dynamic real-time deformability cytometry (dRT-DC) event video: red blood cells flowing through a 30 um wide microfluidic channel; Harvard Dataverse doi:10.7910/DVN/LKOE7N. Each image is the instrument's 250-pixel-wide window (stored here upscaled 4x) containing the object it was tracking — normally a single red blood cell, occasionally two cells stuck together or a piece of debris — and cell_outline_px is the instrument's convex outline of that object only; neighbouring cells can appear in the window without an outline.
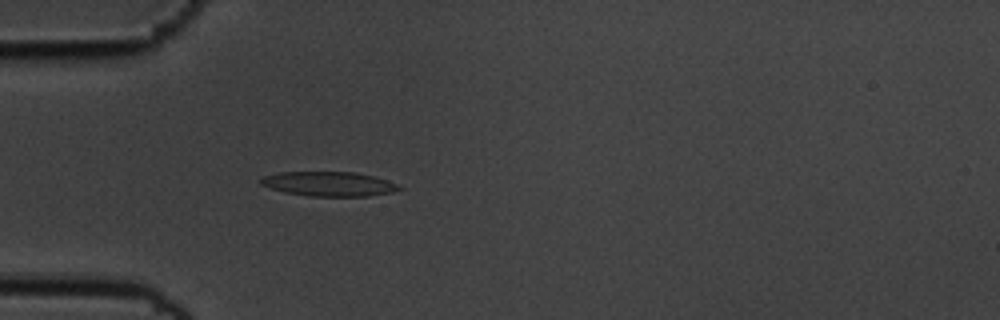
{"species": "common noctule bat (a hibernating species)", "species_latin": "Nyctalus noctula", "temperature_condition": "cold", "stored_images_in_passage": 19, "camera_frame_rate_fps": 3000, "um_per_image_px": 0.085, "animal": {"sex": "male", "body_mass_g": 19.5, "forearm_length_mm": 54.6}, "frame": {"image": 1, "passage_image": 4, "time_ms": 1.0, "image_size_px": [1000, 320], "cell_outline_px": [[404, 188], [392, 192], [368, 196], [308, 196], [284, 192], [260, 184], [260, 180], [264, 176], [280, 172], [356, 172], [376, 176], [388, 180]], "centroid_in_image_um": [27.99, 15.63], "position_along_channel_um": 57.0, "area_um2": 19.77}}
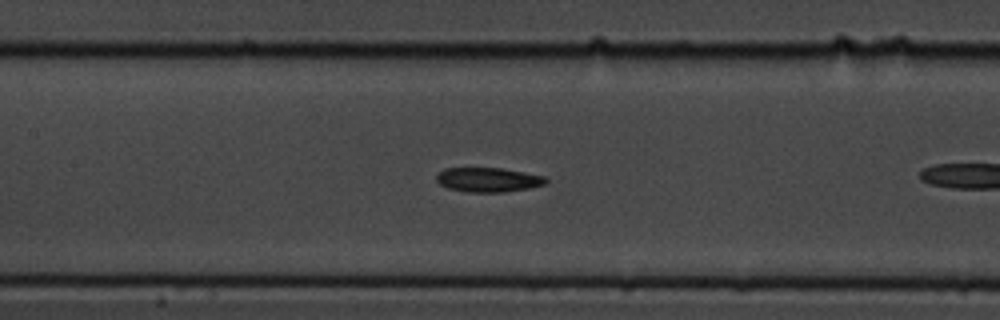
{"frame": {"image": 2, "passage_image": 10, "time_ms": 3.0, "image_size_px": [1000, 320], "cell_outline_px": [[548, 180], [544, 184], [528, 188], [504, 192], [468, 192], [448, 188], [440, 184], [436, 180], [436, 176], [444, 168], [500, 168], [524, 172], [544, 176]], "centroid_in_image_um": [41.48, 15.28], "position_along_channel_um": 165.9, "area_um2": 15.43}}
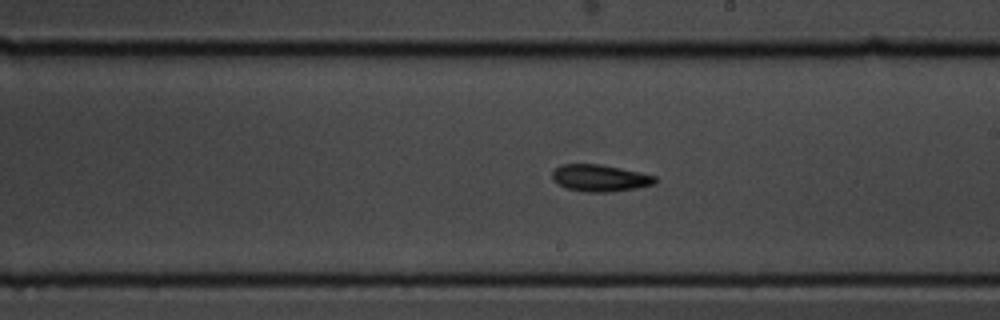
{"frame": {"image": 3, "passage_image": 16, "time_ms": 5.0, "image_size_px": [1000, 320], "cell_outline_px": [[656, 184], [636, 188], [608, 192], [584, 192], [564, 188], [556, 184], [552, 180], [552, 172], [560, 164], [600, 164], [620, 168], [656, 176]], "centroid_in_image_um": [50.95, 15.14], "position_along_channel_um": 238.1, "area_um2": 16.24}}